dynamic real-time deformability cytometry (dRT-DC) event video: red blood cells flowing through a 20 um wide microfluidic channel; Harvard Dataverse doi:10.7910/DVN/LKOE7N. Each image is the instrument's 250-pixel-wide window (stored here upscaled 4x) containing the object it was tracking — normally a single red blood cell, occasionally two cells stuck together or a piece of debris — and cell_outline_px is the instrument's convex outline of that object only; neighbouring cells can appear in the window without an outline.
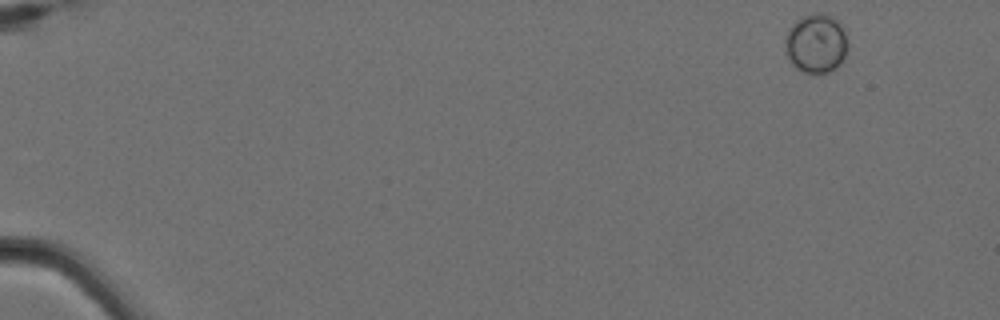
{"species": "Egyptian fruit bat (a non-hibernating species)", "species_latin": "Rousettus aegyptiacus", "temperature_condition": "cold", "stored_images_in_passage": 6, "camera_frame_rate_fps": 3000, "um_per_image_px": 0.085, "animal": {"sex": "female"}, "frame": {"image": 1, "passage_image": 1, "time_ms": 0.0, "image_size_px": [1000, 320], "cell_outline_px": [[848, 52], [840, 64], [828, 72], [816, 76], [800, 72], [792, 64], [788, 56], [784, 40], [792, 24], [800, 16], [812, 12], [820, 12], [832, 16], [840, 20], [848, 40]], "centroid_in_image_um": [69.4, 3.69], "position_along_channel_um": 15.6, "area_um2": 22.37}}
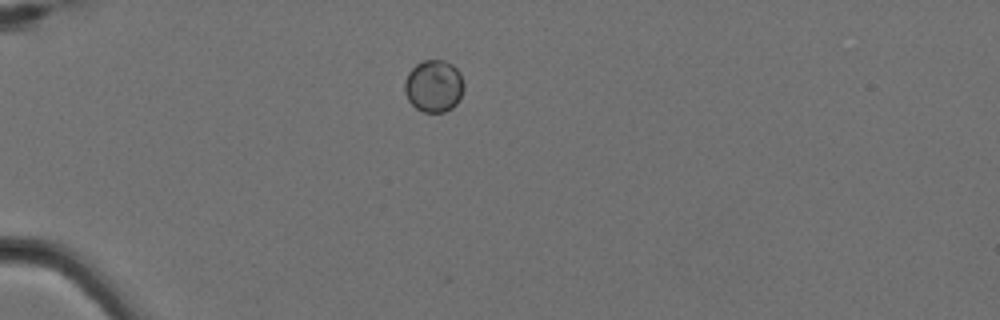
{"frame": {"image": 2, "passage_image": 4, "time_ms": 1.0, "image_size_px": [1000, 320], "cell_outline_px": [[464, 88], [456, 104], [452, 108], [444, 112], [424, 112], [416, 108], [408, 100], [404, 92], [404, 84], [408, 72], [416, 64], [424, 60], [444, 60], [452, 64], [460, 72], [464, 84]], "centroid_in_image_um": [36.87, 7.31], "position_along_channel_um": 48.1, "area_um2": 18.09}}
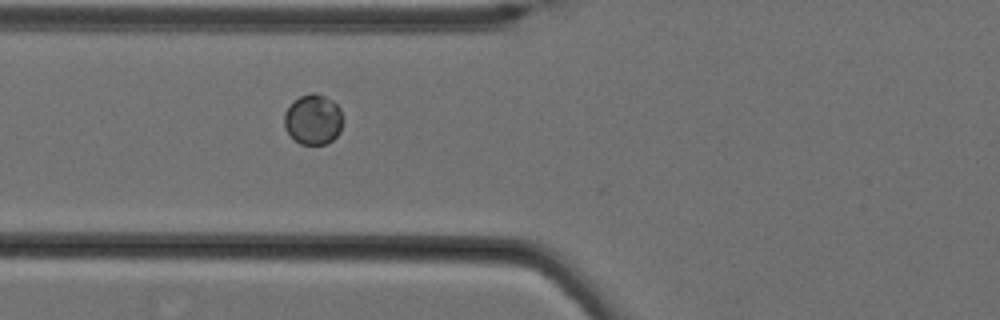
{"frame": {"image": 3, "passage_image": 6, "time_ms": 1.667, "image_size_px": [1000, 320], "cell_outline_px": [[344, 120], [340, 132], [328, 144], [300, 144], [288, 132], [284, 124], [284, 112], [292, 100], [300, 96], [312, 92], [324, 96], [332, 100], [340, 108]], "centroid_in_image_um": [26.63, 10.14], "position_along_channel_um": 99.2, "area_um2": 17.34}}